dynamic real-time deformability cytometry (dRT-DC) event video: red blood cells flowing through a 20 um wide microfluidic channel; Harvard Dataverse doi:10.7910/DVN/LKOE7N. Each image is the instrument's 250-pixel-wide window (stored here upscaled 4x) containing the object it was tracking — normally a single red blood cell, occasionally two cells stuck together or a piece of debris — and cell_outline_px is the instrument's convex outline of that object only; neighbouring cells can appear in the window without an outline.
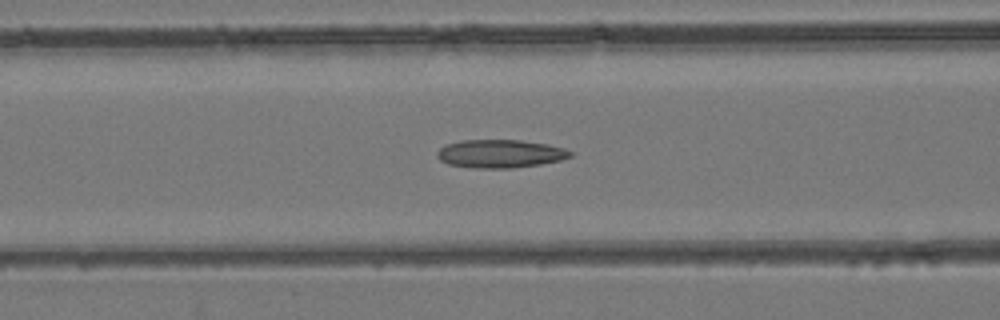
{"species": "common noctule bat (a hibernating species)", "species_latin": "Nyctalus noctula", "temperature_condition": "room temperature", "stored_images_in_passage": 50, "camera_frame_rate_fps": 3000, "um_per_image_px": 0.085, "animal": {"sex": "female", "body_mass_g": 24.6, "forearm_length_mm": 56.2}, "frame": {"image": 1, "passage_image": 21, "time_ms": 6.667, "image_size_px": [1000, 320], "cell_outline_px": [[572, 156], [560, 160], [540, 164], [512, 168], [472, 168], [448, 164], [440, 160], [436, 156], [436, 152], [444, 144], [460, 140], [520, 140], [548, 144], [564, 148], [572, 152]], "centroid_in_image_um": [42.48, 13.06], "position_along_channel_um": 124.1, "area_um2": 22.02}}
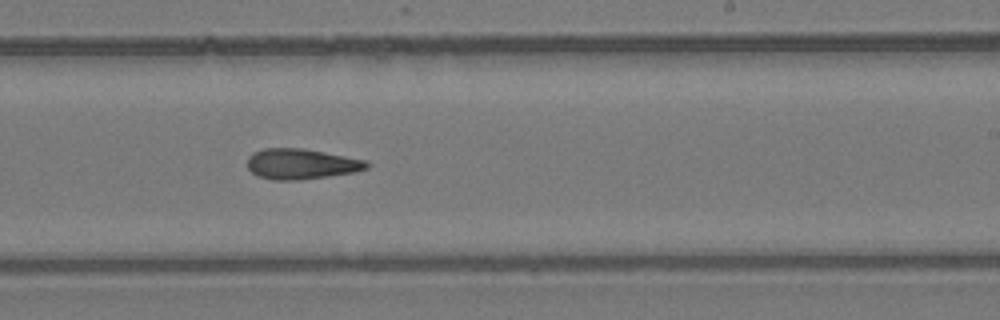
{"frame": {"image": 2, "passage_image": 31, "time_ms": 10.0, "image_size_px": [1000, 320], "cell_outline_px": [[372, 164], [368, 168], [356, 172], [300, 180], [272, 180], [256, 176], [248, 168], [248, 156], [252, 152], [264, 148], [300, 148], [324, 152], [368, 160]], "centroid_in_image_um": [25.62, 13.94], "position_along_channel_um": 263.4, "area_um2": 21.44}}
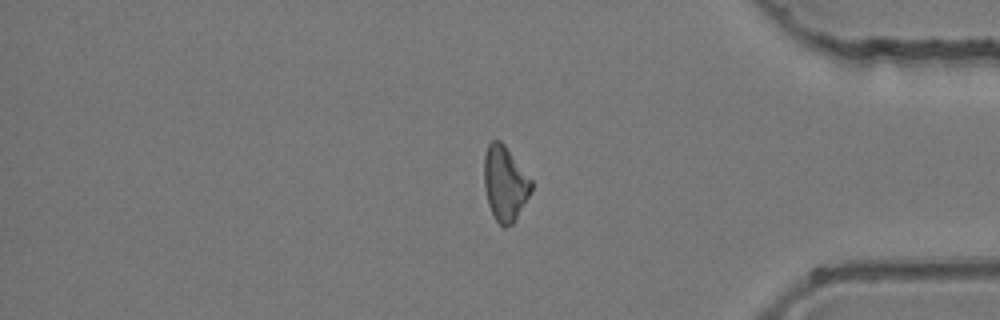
{"frame": {"image": 3, "passage_image": 42, "time_ms": 13.667, "image_size_px": [1000, 320], "cell_outline_px": [[532, 188], [528, 196], [512, 224], [504, 228], [496, 220], [488, 204], [484, 188], [484, 156], [488, 144], [492, 140], [500, 140], [504, 144], [532, 180]], "centroid_in_image_um": [42.9, 15.57], "position_along_channel_um": 392.3, "area_um2": 20.35}}